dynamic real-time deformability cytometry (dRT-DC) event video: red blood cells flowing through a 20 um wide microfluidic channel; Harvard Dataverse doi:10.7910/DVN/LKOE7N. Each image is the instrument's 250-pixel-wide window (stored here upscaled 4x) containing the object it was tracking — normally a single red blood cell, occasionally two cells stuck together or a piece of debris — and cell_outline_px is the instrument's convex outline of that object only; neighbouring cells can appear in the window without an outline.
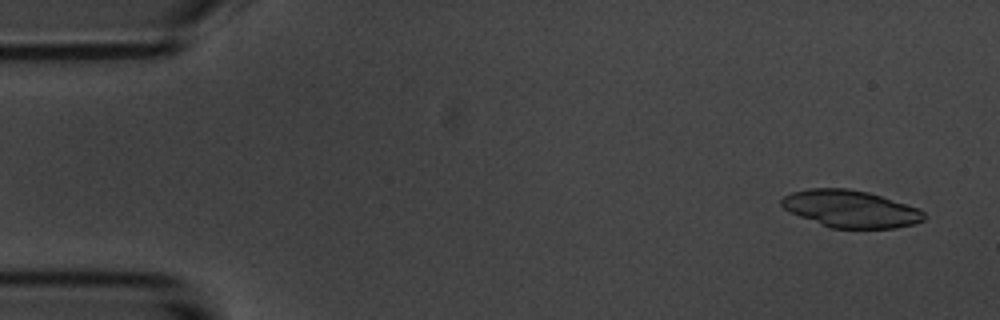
{"species": "common noctule bat (a hibernating species)", "species_latin": "Nyctalus noctula", "temperature_condition": "room temperature", "stored_images_in_passage": 4, "camera_frame_rate_fps": 3000, "um_per_image_px": 0.085, "animal": {"sex": "male", "body_mass_g": 20.1, "forearm_length_mm": 53.5}, "frame": {"image": 1, "passage_image": 1, "time_ms": 0.0, "image_size_px": [1000, 320], "cell_outline_px": [[924, 220], [912, 224], [896, 228], [832, 228], [800, 216], [784, 208], [780, 204], [780, 200], [784, 196], [792, 192], [808, 188], [848, 188], [868, 192], [920, 208], [924, 212]], "centroid_in_image_um": [72.31, 17.74], "position_along_channel_um": 12.7, "area_um2": 30.69}}